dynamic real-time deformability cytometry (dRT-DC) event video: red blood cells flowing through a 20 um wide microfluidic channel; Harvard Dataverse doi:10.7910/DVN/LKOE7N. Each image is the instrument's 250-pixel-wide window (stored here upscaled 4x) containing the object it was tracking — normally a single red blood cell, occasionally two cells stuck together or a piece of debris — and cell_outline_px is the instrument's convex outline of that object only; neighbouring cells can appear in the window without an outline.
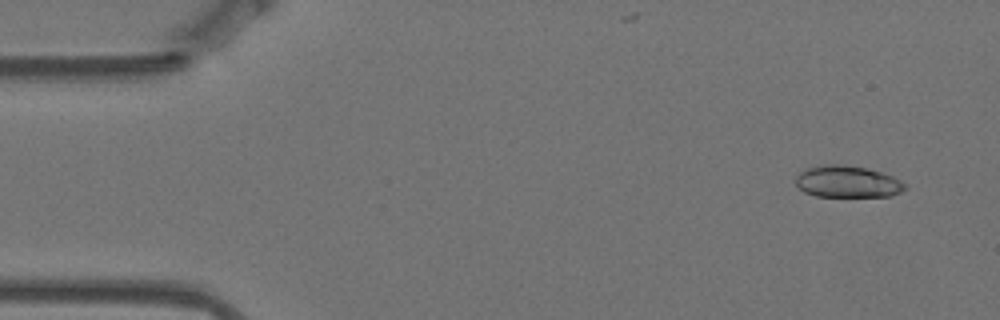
{"species": "Egyptian fruit bat (a non-hibernating species)", "species_latin": "Rousettus aegyptiacus", "temperature_condition": "warm", "stored_images_in_passage": 12, "camera_frame_rate_fps": 3000, "um_per_image_px": 0.085, "animal": {"sex": "female"}, "frame": {"image": 1, "passage_image": 1, "time_ms": 0.0, "image_size_px": [1000, 320], "cell_outline_px": [[908, 188], [900, 192], [888, 196], [816, 196], [804, 192], [796, 184], [796, 176], [800, 172], [808, 168], [824, 164], [840, 164], [868, 168], [892, 176], [908, 184]], "centroid_in_image_um": [72.06, 15.44], "position_along_channel_um": 12.9, "area_um2": 20.23}}
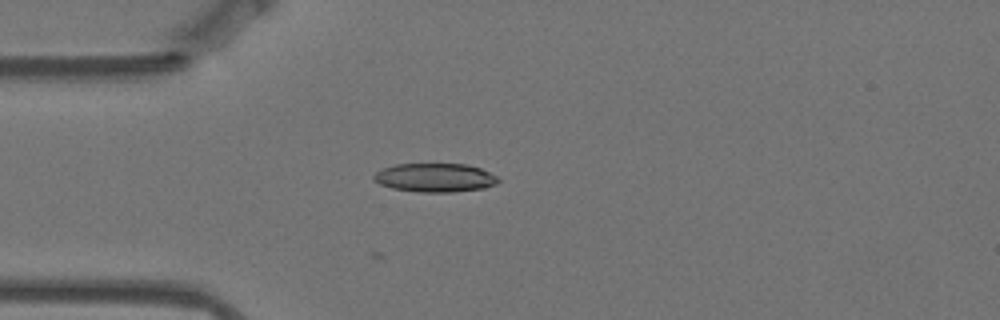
{"frame": {"image": 2, "passage_image": 12, "time_ms": 3.667, "image_size_px": [1000, 320], "cell_outline_px": [[500, 180], [496, 184], [484, 188], [452, 192], [420, 192], [392, 188], [380, 184], [372, 180], [372, 176], [376, 172], [384, 168], [396, 164], [464, 164], [480, 168], [496, 176]], "centroid_in_image_um": [36.95, 15.1], "position_along_channel_um": 48.0, "area_um2": 20.75}}